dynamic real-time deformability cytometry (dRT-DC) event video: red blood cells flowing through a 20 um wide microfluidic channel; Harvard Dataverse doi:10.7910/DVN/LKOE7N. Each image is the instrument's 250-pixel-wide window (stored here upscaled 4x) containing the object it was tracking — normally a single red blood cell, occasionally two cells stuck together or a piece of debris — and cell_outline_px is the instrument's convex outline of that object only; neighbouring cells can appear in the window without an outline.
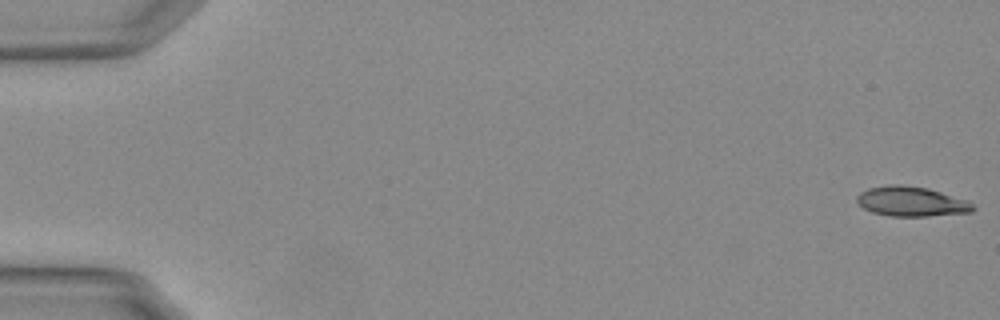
{"species": "Egyptian fruit bat (a non-hibernating species)", "species_latin": "Rousettus aegyptiacus", "temperature_condition": "warm", "stored_images_in_passage": 22, "camera_frame_rate_fps": 3000, "um_per_image_px": 0.085, "animal": {"sex": "female"}, "frame": {"image": 1, "passage_image": 1, "time_ms": 0.0, "image_size_px": [1000, 320], "cell_outline_px": [[976, 208], [972, 212], [928, 216], [892, 216], [872, 212], [864, 208], [856, 200], [856, 196], [860, 192], [868, 188], [888, 184], [900, 184], [928, 188], [968, 200]], "centroid_in_image_um": [77.47, 17.12], "position_along_channel_um": 7.5, "area_um2": 20.23}}
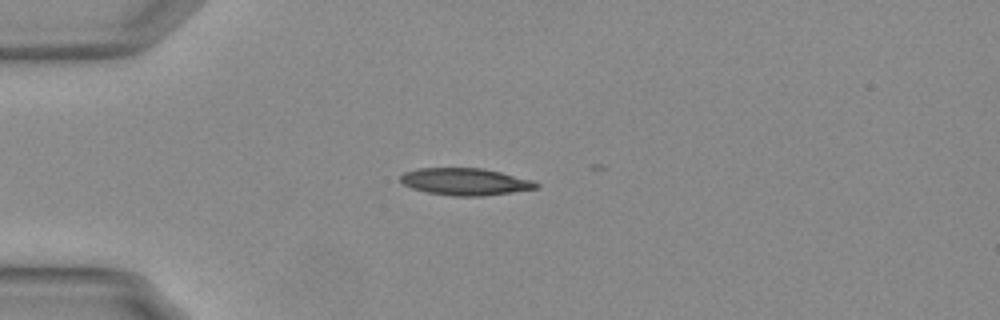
{"frame": {"image": 2, "passage_image": 15, "time_ms": 4.667, "image_size_px": [1000, 320], "cell_outline_px": [[540, 184], [536, 188], [512, 192], [480, 196], [452, 196], [428, 192], [412, 188], [404, 184], [400, 180], [400, 176], [404, 172], [420, 168], [480, 168], [500, 172], [536, 180]], "centroid_in_image_um": [39.57, 15.44], "position_along_channel_um": 45.4, "area_um2": 21.33}}
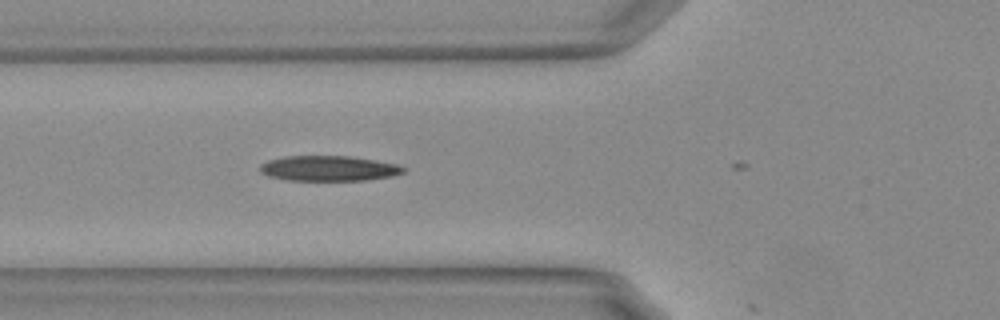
{"frame": {"image": 3, "passage_image": 21, "time_ms": 6.667, "image_size_px": [1000, 320], "cell_outline_px": [[404, 172], [392, 176], [364, 180], [288, 180], [272, 176], [260, 172], [260, 164], [268, 160], [284, 156], [352, 156], [376, 160], [396, 164], [404, 168]], "centroid_in_image_um": [27.93, 14.3], "position_along_channel_um": 97.9, "area_um2": 20.92}}